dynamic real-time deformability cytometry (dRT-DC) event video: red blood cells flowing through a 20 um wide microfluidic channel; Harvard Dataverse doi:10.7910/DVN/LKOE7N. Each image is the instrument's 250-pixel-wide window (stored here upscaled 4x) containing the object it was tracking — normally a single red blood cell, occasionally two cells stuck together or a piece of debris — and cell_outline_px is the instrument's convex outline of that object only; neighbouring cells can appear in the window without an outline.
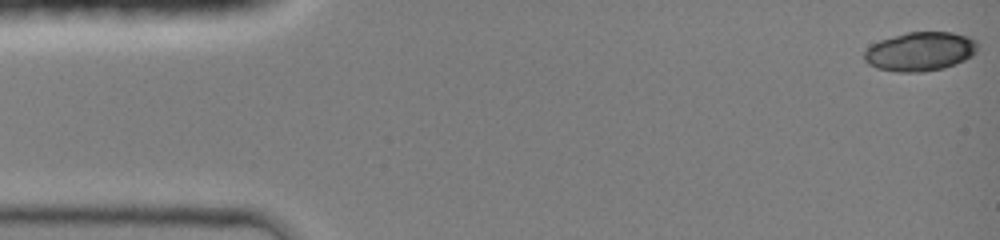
{"species": "common noctule bat (a hibernating species)", "species_latin": "Nyctalus noctula", "temperature_condition": "room temperature", "stored_images_in_passage": 52, "camera_frame_rate_fps": 3000, "um_per_image_px": 0.085, "animal": {"sex": "female", "body_mass_g": 19.0, "forearm_length_mm": 51.5}, "frame": {"image": 1, "passage_image": 1, "time_ms": 0.0, "image_size_px": [1000, 240], "cell_outline_px": [[980, 44], [976, 52], [972, 56], [956, 64], [944, 68], [924, 72], [896, 72], [876, 68], [868, 64], [864, 60], [864, 52], [872, 44], [880, 40], [908, 32], [952, 32], [968, 36], [976, 40]], "centroid_in_image_um": [78.24, 4.38], "position_along_channel_um": 6.8, "area_um2": 26.01}}
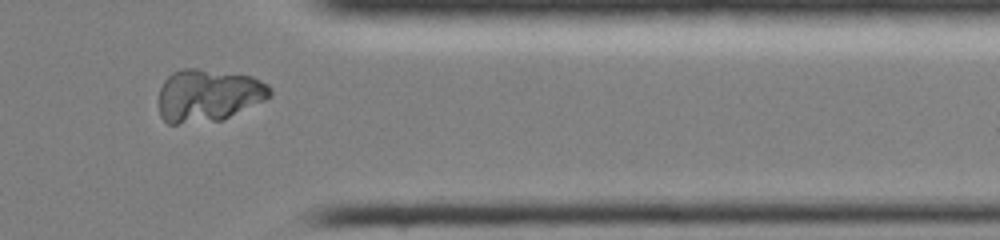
{"frame": {"image": 2, "passage_image": 46, "time_ms": 12.0, "image_size_px": [1000, 240], "cell_outline_px": [[272, 96], [264, 100], [220, 120], [176, 124], [168, 124], [160, 116], [160, 88], [164, 80], [172, 72], [180, 68], [196, 68], [252, 76], [268, 84], [272, 88]], "centroid_in_image_um": [17.7, 8.09], "position_along_channel_um": 393.7, "area_um2": 33.93}}
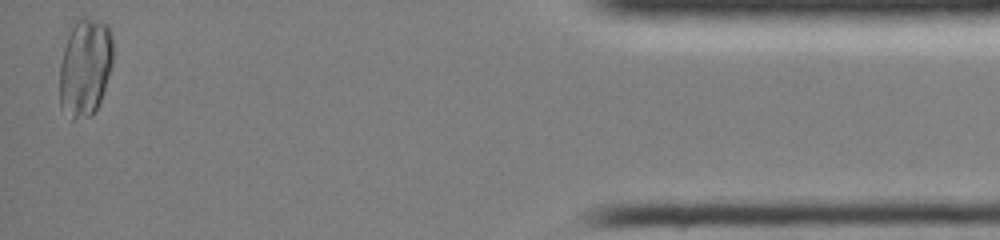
{"frame": {"image": 3, "passage_image": 52, "time_ms": 14.333, "image_size_px": [1000, 240], "cell_outline_px": [[112, 64], [100, 100], [92, 116], [72, 120], [60, 108], [60, 64], [68, 24], [80, 16], [108, 24], [112, 32]], "centroid_in_image_um": [7.2, 5.66], "position_along_channel_um": 428.0, "area_um2": 31.15}}